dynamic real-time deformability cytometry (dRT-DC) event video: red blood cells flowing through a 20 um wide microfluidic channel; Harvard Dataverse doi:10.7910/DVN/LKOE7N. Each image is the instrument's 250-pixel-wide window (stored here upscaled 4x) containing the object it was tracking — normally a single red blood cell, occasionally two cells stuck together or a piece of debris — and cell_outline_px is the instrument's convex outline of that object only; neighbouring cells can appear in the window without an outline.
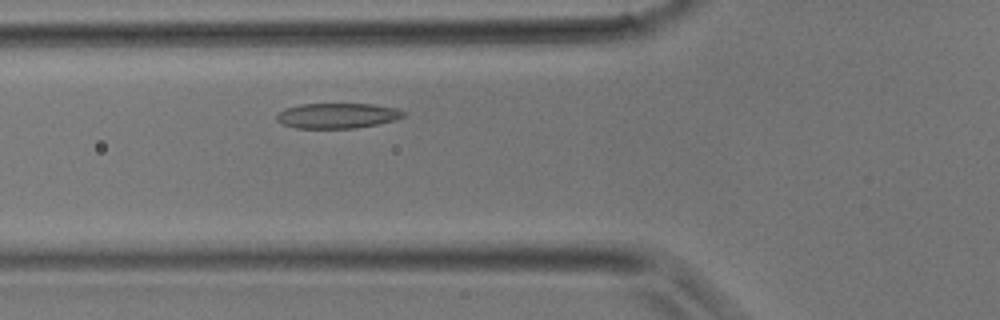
{"species": "common noctule bat (a hibernating species)", "species_latin": "Nyctalus noctula", "temperature_condition": "room temperature", "stored_images_in_passage": 32, "camera_frame_rate_fps": 3000, "um_per_image_px": 0.085, "animal": {"sex": "male", "body_mass_g": 17.9}, "frame": {"image": 1, "passage_image": 7, "time_ms": 2.0, "image_size_px": [1000, 320], "cell_outline_px": [[408, 112], [404, 116], [392, 120], [376, 124], [352, 128], [296, 128], [284, 124], [276, 120], [276, 112], [284, 108], [300, 104], [372, 104], [396, 108]], "centroid_in_image_um": [28.63, 9.82], "position_along_channel_um": 97.2, "area_um2": 18.61}}
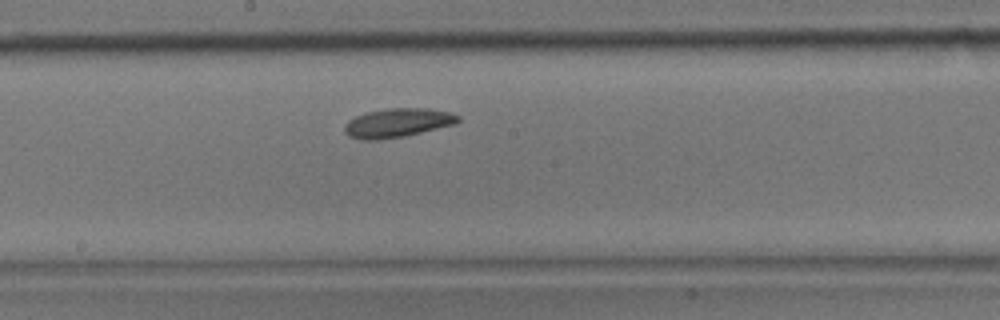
{"frame": {"image": 2, "passage_image": 14, "time_ms": 4.333, "image_size_px": [1000, 320], "cell_outline_px": [[460, 120], [456, 124], [404, 136], [380, 140], [360, 140], [348, 136], [344, 132], [344, 124], [348, 120], [364, 112], [388, 108], [428, 108], [448, 112], [460, 116]], "centroid_in_image_um": [33.75, 10.44], "position_along_channel_um": 214.4, "area_um2": 19.36}}
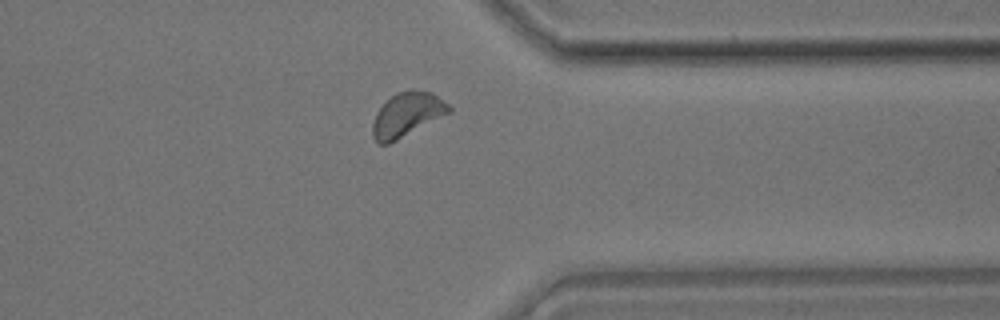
{"frame": {"image": 3, "passage_image": 24, "time_ms": 7.667, "image_size_px": [1000, 320], "cell_outline_px": [[452, 112], [388, 144], [380, 144], [372, 136], [372, 124], [376, 112], [396, 92], [412, 88], [432, 92], [448, 104], [452, 108]], "centroid_in_image_um": [34.61, 9.72], "position_along_channel_um": 376.8, "area_um2": 19.65}}